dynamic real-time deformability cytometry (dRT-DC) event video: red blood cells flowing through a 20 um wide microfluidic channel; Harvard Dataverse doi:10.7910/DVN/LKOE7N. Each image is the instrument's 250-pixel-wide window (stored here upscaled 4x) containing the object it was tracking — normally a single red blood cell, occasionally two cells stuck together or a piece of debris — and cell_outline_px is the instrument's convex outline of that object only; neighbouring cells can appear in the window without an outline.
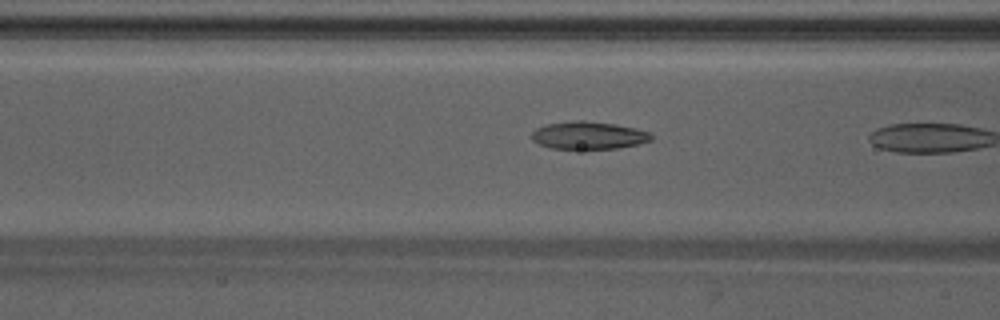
{"species": "Egyptian fruit bat (a non-hibernating species)", "species_latin": "Rousettus aegyptiacus", "temperature_condition": "warm", "stored_images_in_passage": 11, "camera_frame_rate_fps": 3000, "um_per_image_px": 0.085, "animal": {"sex": "male"}, "frame": {"image": 1, "passage_image": 10, "time_ms": 3.0, "image_size_px": [1000, 320], "cell_outline_px": [[652, 140], [640, 144], [616, 148], [552, 148], [540, 144], [532, 140], [532, 132], [536, 128], [548, 124], [576, 120], [584, 120], [616, 124], [636, 128], [652, 132]], "centroid_in_image_um": [50.08, 11.49], "position_along_channel_um": 116.5, "area_um2": 19.19}}